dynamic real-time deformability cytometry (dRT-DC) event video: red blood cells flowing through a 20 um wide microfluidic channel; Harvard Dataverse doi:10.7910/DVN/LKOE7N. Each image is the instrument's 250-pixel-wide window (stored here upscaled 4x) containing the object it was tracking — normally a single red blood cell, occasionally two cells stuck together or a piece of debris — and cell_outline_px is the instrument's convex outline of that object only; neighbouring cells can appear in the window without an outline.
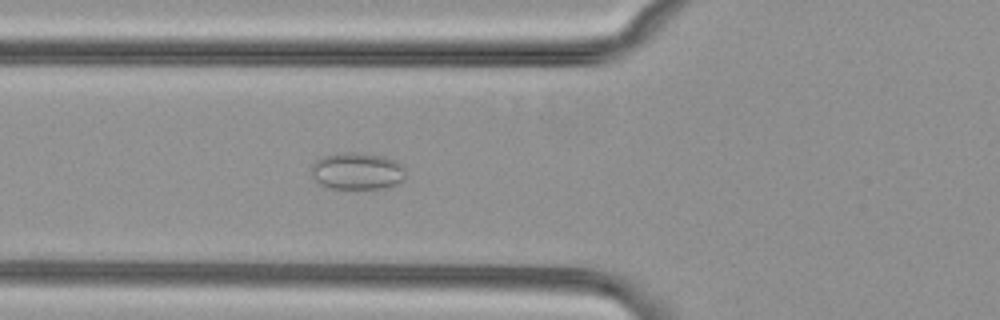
{"species": "common noctule bat (a hibernating species)", "species_latin": "Nyctalus noctula", "temperature_condition": "cold", "stored_images_in_passage": 46, "camera_frame_rate_fps": 3000, "um_per_image_px": 0.085, "animal": {"sex": "female", "body_mass_g": 29.2, "forearm_length_mm": 56.3}, "frame": {"image": 1, "passage_image": 12, "time_ms": 3.667, "image_size_px": [1000, 320], "cell_outline_px": [[404, 180], [400, 184], [388, 188], [332, 188], [320, 184], [312, 176], [312, 164], [316, 160], [324, 156], [344, 152], [364, 152], [384, 156], [396, 160], [404, 168]], "centroid_in_image_um": [30.4, 14.53], "position_along_channel_um": 95.4, "area_um2": 20.52}}
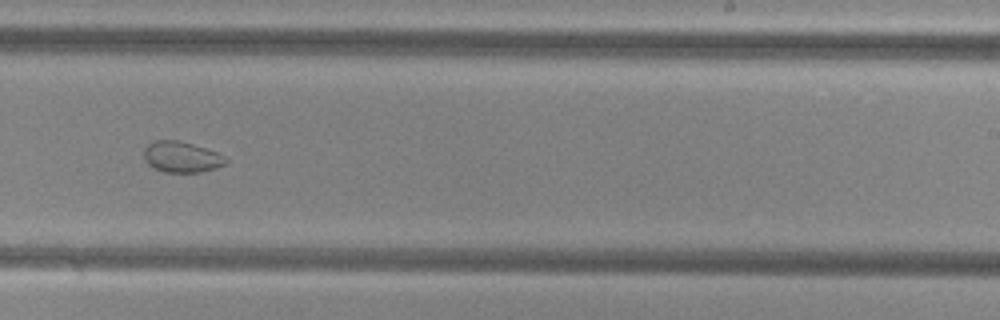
{"frame": {"image": 2, "passage_image": 26, "time_ms": 8.333, "image_size_px": [1000, 320], "cell_outline_px": [[228, 160], [224, 164], [216, 168], [200, 172], [164, 172], [148, 164], [144, 160], [144, 148], [148, 144], [156, 140], [180, 140], [216, 152], [224, 156]], "centroid_in_image_um": [15.41, 13.34], "position_along_channel_um": 273.6, "area_um2": 14.62}}
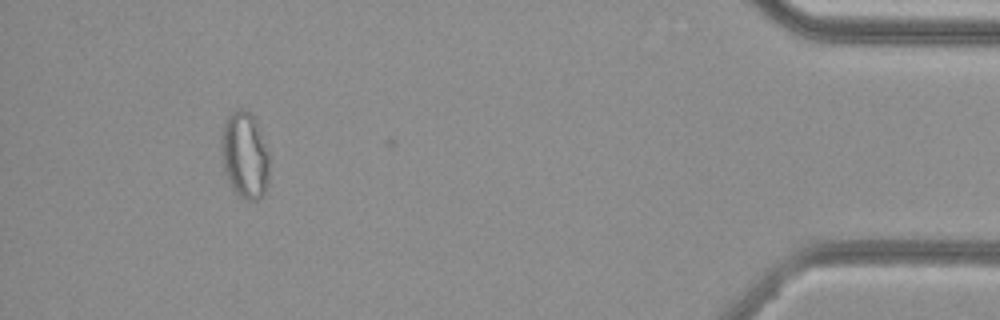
{"frame": {"image": 3, "passage_image": 42, "time_ms": 13.667, "image_size_px": [1000, 320], "cell_outline_px": [[268, 180], [264, 196], [260, 200], [248, 200], [240, 196], [232, 188], [228, 180], [224, 168], [220, 144], [220, 140], [224, 120], [232, 112], [240, 108], [248, 112], [252, 116], [256, 124], [268, 152]], "centroid_in_image_um": [20.78, 13.22], "position_along_channel_um": 414.4, "area_um2": 23.99}, "authors_computed_cell_mechanics": {"area_um2": 17.1666, "velocity_mm_per_s": 3.8078, "shape_relaxation_time_tau1_ms": null, "shape_relaxation_time_tau2_ms": 2.3285, "deformation_change_tau1": null, "deformation_change_tau2": 0.0521}}